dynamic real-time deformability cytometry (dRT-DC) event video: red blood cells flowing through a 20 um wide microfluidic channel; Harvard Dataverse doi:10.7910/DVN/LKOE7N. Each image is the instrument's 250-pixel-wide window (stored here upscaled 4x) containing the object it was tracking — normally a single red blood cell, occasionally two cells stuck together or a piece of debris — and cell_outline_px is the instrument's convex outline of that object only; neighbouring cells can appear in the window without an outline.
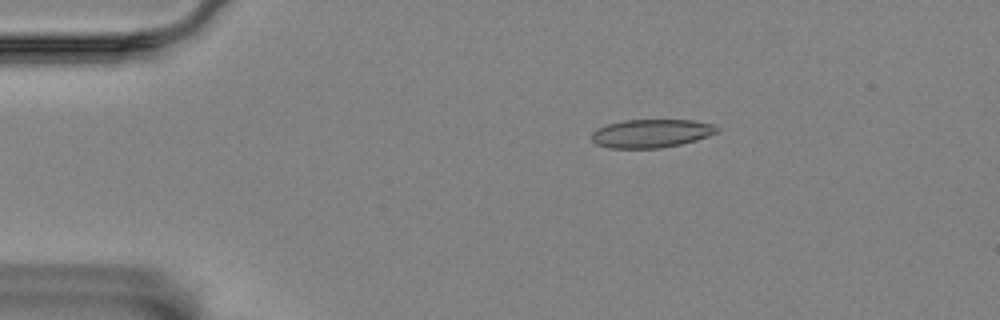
{"species": "Egyptian fruit bat (a non-hibernating species)", "species_latin": "Rousettus aegyptiacus", "temperature_condition": "room temperature", "stored_images_in_passage": 5, "camera_frame_rate_fps": 3000, "um_per_image_px": 0.085, "animal": {"sex": "female"}, "frame": {"image": 1, "passage_image": 5, "time_ms": 1.333, "image_size_px": [1000, 320], "cell_outline_px": [[720, 132], [696, 140], [680, 144], [660, 148], [608, 148], [596, 144], [592, 140], [592, 132], [596, 128], [608, 124], [624, 120], [692, 120], [716, 124], [720, 128]], "centroid_in_image_um": [55.39, 11.33], "position_along_channel_um": 29.6, "area_um2": 20.92}}